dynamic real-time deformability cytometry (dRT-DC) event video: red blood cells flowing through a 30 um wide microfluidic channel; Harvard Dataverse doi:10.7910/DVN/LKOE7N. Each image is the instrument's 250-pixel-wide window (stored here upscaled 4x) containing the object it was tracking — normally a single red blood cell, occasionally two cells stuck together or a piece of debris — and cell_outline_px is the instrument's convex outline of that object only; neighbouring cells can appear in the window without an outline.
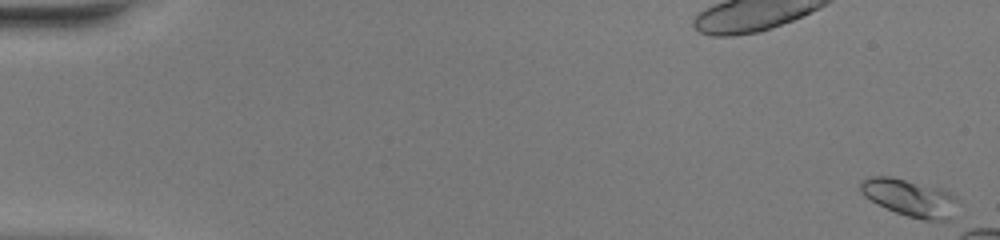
{"species": "common noctule bat (a hibernating species)", "species_latin": "Nyctalus noctula", "temperature_condition": "warm", "stored_images_in_passage": 11, "camera_frame_rate_fps": 3000, "um_per_image_px": 0.085, "animal": {"sex": "female", "body_mass_g": 20.0, "forearm_length_mm": 54.0}, "frame": {"image": 1, "passage_image": 1, "time_ms": 0.0, "image_size_px": [1000, 240], "cell_outline_px": [[960, 200], [952, 216], [948, 220], [924, 220], [908, 216], [896, 212], [864, 196], [860, 192], [860, 180], [868, 176], [888, 176], [944, 188], [956, 196]], "centroid_in_image_um": [77.38, 16.79], "position_along_channel_um": 7.6, "area_um2": 21.27}}